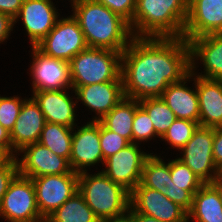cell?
<instances>
[{
    "label": "cell",
    "mask_w": 222,
    "mask_h": 222,
    "mask_svg": "<svg viewBox=\"0 0 222 222\" xmlns=\"http://www.w3.org/2000/svg\"><path fill=\"white\" fill-rule=\"evenodd\" d=\"M196 72H191L181 81L171 83L161 95L163 101L173 111L177 119H186L199 123V103L196 92ZM189 79V80H188ZM194 79V89L185 85Z\"/></svg>",
    "instance_id": "22"
},
{
    "label": "cell",
    "mask_w": 222,
    "mask_h": 222,
    "mask_svg": "<svg viewBox=\"0 0 222 222\" xmlns=\"http://www.w3.org/2000/svg\"><path fill=\"white\" fill-rule=\"evenodd\" d=\"M222 33V0H188V16L183 38Z\"/></svg>",
    "instance_id": "17"
},
{
    "label": "cell",
    "mask_w": 222,
    "mask_h": 222,
    "mask_svg": "<svg viewBox=\"0 0 222 222\" xmlns=\"http://www.w3.org/2000/svg\"><path fill=\"white\" fill-rule=\"evenodd\" d=\"M191 72H195L197 61H202L204 73L197 76L222 80V33L208 34L189 41ZM196 58V59H195Z\"/></svg>",
    "instance_id": "20"
},
{
    "label": "cell",
    "mask_w": 222,
    "mask_h": 222,
    "mask_svg": "<svg viewBox=\"0 0 222 222\" xmlns=\"http://www.w3.org/2000/svg\"><path fill=\"white\" fill-rule=\"evenodd\" d=\"M75 99L96 113L92 121H100L114 108L124 96L123 81H106L103 83L72 86Z\"/></svg>",
    "instance_id": "18"
},
{
    "label": "cell",
    "mask_w": 222,
    "mask_h": 222,
    "mask_svg": "<svg viewBox=\"0 0 222 222\" xmlns=\"http://www.w3.org/2000/svg\"><path fill=\"white\" fill-rule=\"evenodd\" d=\"M24 0H0V12L11 16L18 15Z\"/></svg>",
    "instance_id": "37"
},
{
    "label": "cell",
    "mask_w": 222,
    "mask_h": 222,
    "mask_svg": "<svg viewBox=\"0 0 222 222\" xmlns=\"http://www.w3.org/2000/svg\"><path fill=\"white\" fill-rule=\"evenodd\" d=\"M45 123L46 120L39 105L32 97L26 99L10 132L12 153L19 156V152L24 147L38 142Z\"/></svg>",
    "instance_id": "19"
},
{
    "label": "cell",
    "mask_w": 222,
    "mask_h": 222,
    "mask_svg": "<svg viewBox=\"0 0 222 222\" xmlns=\"http://www.w3.org/2000/svg\"><path fill=\"white\" fill-rule=\"evenodd\" d=\"M35 47L47 56L70 62L88 45L78 21L71 15L58 19L54 28Z\"/></svg>",
    "instance_id": "7"
},
{
    "label": "cell",
    "mask_w": 222,
    "mask_h": 222,
    "mask_svg": "<svg viewBox=\"0 0 222 222\" xmlns=\"http://www.w3.org/2000/svg\"><path fill=\"white\" fill-rule=\"evenodd\" d=\"M14 25V19L11 16L0 12V43L8 39Z\"/></svg>",
    "instance_id": "38"
},
{
    "label": "cell",
    "mask_w": 222,
    "mask_h": 222,
    "mask_svg": "<svg viewBox=\"0 0 222 222\" xmlns=\"http://www.w3.org/2000/svg\"><path fill=\"white\" fill-rule=\"evenodd\" d=\"M15 157L5 145H0V167L8 165Z\"/></svg>",
    "instance_id": "39"
},
{
    "label": "cell",
    "mask_w": 222,
    "mask_h": 222,
    "mask_svg": "<svg viewBox=\"0 0 222 222\" xmlns=\"http://www.w3.org/2000/svg\"><path fill=\"white\" fill-rule=\"evenodd\" d=\"M190 71V46L184 38L134 37L122 52L124 96L135 100L161 97Z\"/></svg>",
    "instance_id": "1"
},
{
    "label": "cell",
    "mask_w": 222,
    "mask_h": 222,
    "mask_svg": "<svg viewBox=\"0 0 222 222\" xmlns=\"http://www.w3.org/2000/svg\"><path fill=\"white\" fill-rule=\"evenodd\" d=\"M139 105L148 113L155 132L161 139L175 121V114L161 97L141 99Z\"/></svg>",
    "instance_id": "28"
},
{
    "label": "cell",
    "mask_w": 222,
    "mask_h": 222,
    "mask_svg": "<svg viewBox=\"0 0 222 222\" xmlns=\"http://www.w3.org/2000/svg\"><path fill=\"white\" fill-rule=\"evenodd\" d=\"M94 1L106 6L109 10L119 15L130 25L132 24L137 0H94Z\"/></svg>",
    "instance_id": "34"
},
{
    "label": "cell",
    "mask_w": 222,
    "mask_h": 222,
    "mask_svg": "<svg viewBox=\"0 0 222 222\" xmlns=\"http://www.w3.org/2000/svg\"><path fill=\"white\" fill-rule=\"evenodd\" d=\"M128 211L133 215L135 222H162L154 217L136 213L131 207H129Z\"/></svg>",
    "instance_id": "41"
},
{
    "label": "cell",
    "mask_w": 222,
    "mask_h": 222,
    "mask_svg": "<svg viewBox=\"0 0 222 222\" xmlns=\"http://www.w3.org/2000/svg\"><path fill=\"white\" fill-rule=\"evenodd\" d=\"M79 174L43 175L31 178L40 215L46 219L78 191Z\"/></svg>",
    "instance_id": "9"
},
{
    "label": "cell",
    "mask_w": 222,
    "mask_h": 222,
    "mask_svg": "<svg viewBox=\"0 0 222 222\" xmlns=\"http://www.w3.org/2000/svg\"><path fill=\"white\" fill-rule=\"evenodd\" d=\"M32 49V92L72 89L70 62L43 54L35 46Z\"/></svg>",
    "instance_id": "12"
},
{
    "label": "cell",
    "mask_w": 222,
    "mask_h": 222,
    "mask_svg": "<svg viewBox=\"0 0 222 222\" xmlns=\"http://www.w3.org/2000/svg\"><path fill=\"white\" fill-rule=\"evenodd\" d=\"M19 174L16 157L6 166L0 167V205L13 179Z\"/></svg>",
    "instance_id": "35"
},
{
    "label": "cell",
    "mask_w": 222,
    "mask_h": 222,
    "mask_svg": "<svg viewBox=\"0 0 222 222\" xmlns=\"http://www.w3.org/2000/svg\"><path fill=\"white\" fill-rule=\"evenodd\" d=\"M78 191L100 221L123 215L129 210L130 192L102 171L93 175L87 171L79 173Z\"/></svg>",
    "instance_id": "4"
},
{
    "label": "cell",
    "mask_w": 222,
    "mask_h": 222,
    "mask_svg": "<svg viewBox=\"0 0 222 222\" xmlns=\"http://www.w3.org/2000/svg\"><path fill=\"white\" fill-rule=\"evenodd\" d=\"M1 217L8 222H44L31 178L18 174L13 179L0 205Z\"/></svg>",
    "instance_id": "6"
},
{
    "label": "cell",
    "mask_w": 222,
    "mask_h": 222,
    "mask_svg": "<svg viewBox=\"0 0 222 222\" xmlns=\"http://www.w3.org/2000/svg\"><path fill=\"white\" fill-rule=\"evenodd\" d=\"M213 159L218 170L222 167V127L214 128Z\"/></svg>",
    "instance_id": "36"
},
{
    "label": "cell",
    "mask_w": 222,
    "mask_h": 222,
    "mask_svg": "<svg viewBox=\"0 0 222 222\" xmlns=\"http://www.w3.org/2000/svg\"><path fill=\"white\" fill-rule=\"evenodd\" d=\"M75 128L64 125L46 122L39 143L49 148L56 155L70 160L72 135Z\"/></svg>",
    "instance_id": "27"
},
{
    "label": "cell",
    "mask_w": 222,
    "mask_h": 222,
    "mask_svg": "<svg viewBox=\"0 0 222 222\" xmlns=\"http://www.w3.org/2000/svg\"><path fill=\"white\" fill-rule=\"evenodd\" d=\"M71 6L88 47L123 52L134 38L130 24L106 6L94 0H77Z\"/></svg>",
    "instance_id": "2"
},
{
    "label": "cell",
    "mask_w": 222,
    "mask_h": 222,
    "mask_svg": "<svg viewBox=\"0 0 222 222\" xmlns=\"http://www.w3.org/2000/svg\"><path fill=\"white\" fill-rule=\"evenodd\" d=\"M198 126L197 122L176 118L161 140L167 141L173 148L180 151L191 139Z\"/></svg>",
    "instance_id": "29"
},
{
    "label": "cell",
    "mask_w": 222,
    "mask_h": 222,
    "mask_svg": "<svg viewBox=\"0 0 222 222\" xmlns=\"http://www.w3.org/2000/svg\"><path fill=\"white\" fill-rule=\"evenodd\" d=\"M138 105L139 100L123 97L99 122L106 129L118 133L132 143V125Z\"/></svg>",
    "instance_id": "25"
},
{
    "label": "cell",
    "mask_w": 222,
    "mask_h": 222,
    "mask_svg": "<svg viewBox=\"0 0 222 222\" xmlns=\"http://www.w3.org/2000/svg\"><path fill=\"white\" fill-rule=\"evenodd\" d=\"M140 183L163 193L187 213L191 210L193 196L197 191H187L174 184L170 176V161L165 163L161 156L150 153L146 158Z\"/></svg>",
    "instance_id": "10"
},
{
    "label": "cell",
    "mask_w": 222,
    "mask_h": 222,
    "mask_svg": "<svg viewBox=\"0 0 222 222\" xmlns=\"http://www.w3.org/2000/svg\"><path fill=\"white\" fill-rule=\"evenodd\" d=\"M170 176L174 184L187 191H198L205 184L178 158L170 161Z\"/></svg>",
    "instance_id": "30"
},
{
    "label": "cell",
    "mask_w": 222,
    "mask_h": 222,
    "mask_svg": "<svg viewBox=\"0 0 222 222\" xmlns=\"http://www.w3.org/2000/svg\"><path fill=\"white\" fill-rule=\"evenodd\" d=\"M149 155L141 151L138 144L130 143L105 159V169L101 171L131 192L141 181L144 162Z\"/></svg>",
    "instance_id": "11"
},
{
    "label": "cell",
    "mask_w": 222,
    "mask_h": 222,
    "mask_svg": "<svg viewBox=\"0 0 222 222\" xmlns=\"http://www.w3.org/2000/svg\"><path fill=\"white\" fill-rule=\"evenodd\" d=\"M121 70L122 52L110 49L88 47L70 61L72 86L123 81Z\"/></svg>",
    "instance_id": "5"
},
{
    "label": "cell",
    "mask_w": 222,
    "mask_h": 222,
    "mask_svg": "<svg viewBox=\"0 0 222 222\" xmlns=\"http://www.w3.org/2000/svg\"><path fill=\"white\" fill-rule=\"evenodd\" d=\"M212 184L218 189L219 195H220V198H221V202H222V180L217 177V178L212 182Z\"/></svg>",
    "instance_id": "43"
},
{
    "label": "cell",
    "mask_w": 222,
    "mask_h": 222,
    "mask_svg": "<svg viewBox=\"0 0 222 222\" xmlns=\"http://www.w3.org/2000/svg\"><path fill=\"white\" fill-rule=\"evenodd\" d=\"M46 220L48 222H100L79 191L51 213Z\"/></svg>",
    "instance_id": "26"
},
{
    "label": "cell",
    "mask_w": 222,
    "mask_h": 222,
    "mask_svg": "<svg viewBox=\"0 0 222 222\" xmlns=\"http://www.w3.org/2000/svg\"><path fill=\"white\" fill-rule=\"evenodd\" d=\"M66 91L64 89L33 92L32 98L39 105L46 122L74 128L77 126L75 107L79 101L74 102V98Z\"/></svg>",
    "instance_id": "21"
},
{
    "label": "cell",
    "mask_w": 222,
    "mask_h": 222,
    "mask_svg": "<svg viewBox=\"0 0 222 222\" xmlns=\"http://www.w3.org/2000/svg\"><path fill=\"white\" fill-rule=\"evenodd\" d=\"M0 145H5L12 152L10 132L0 124Z\"/></svg>",
    "instance_id": "40"
},
{
    "label": "cell",
    "mask_w": 222,
    "mask_h": 222,
    "mask_svg": "<svg viewBox=\"0 0 222 222\" xmlns=\"http://www.w3.org/2000/svg\"><path fill=\"white\" fill-rule=\"evenodd\" d=\"M99 162L104 164L100 146V122L90 120L73 132L69 164L71 170L79 174Z\"/></svg>",
    "instance_id": "15"
},
{
    "label": "cell",
    "mask_w": 222,
    "mask_h": 222,
    "mask_svg": "<svg viewBox=\"0 0 222 222\" xmlns=\"http://www.w3.org/2000/svg\"><path fill=\"white\" fill-rule=\"evenodd\" d=\"M213 140L214 128L199 125L178 158L204 183H212L219 175L213 159Z\"/></svg>",
    "instance_id": "8"
},
{
    "label": "cell",
    "mask_w": 222,
    "mask_h": 222,
    "mask_svg": "<svg viewBox=\"0 0 222 222\" xmlns=\"http://www.w3.org/2000/svg\"><path fill=\"white\" fill-rule=\"evenodd\" d=\"M21 159L16 156L19 174L28 178L43 175H56L70 173L69 161L53 153L49 148L36 142L27 145L21 151Z\"/></svg>",
    "instance_id": "14"
},
{
    "label": "cell",
    "mask_w": 222,
    "mask_h": 222,
    "mask_svg": "<svg viewBox=\"0 0 222 222\" xmlns=\"http://www.w3.org/2000/svg\"><path fill=\"white\" fill-rule=\"evenodd\" d=\"M71 1V3L73 4L74 2H76L77 0H70Z\"/></svg>",
    "instance_id": "45"
},
{
    "label": "cell",
    "mask_w": 222,
    "mask_h": 222,
    "mask_svg": "<svg viewBox=\"0 0 222 222\" xmlns=\"http://www.w3.org/2000/svg\"><path fill=\"white\" fill-rule=\"evenodd\" d=\"M130 207L162 222H188V213L163 193L139 183L130 192Z\"/></svg>",
    "instance_id": "13"
},
{
    "label": "cell",
    "mask_w": 222,
    "mask_h": 222,
    "mask_svg": "<svg viewBox=\"0 0 222 222\" xmlns=\"http://www.w3.org/2000/svg\"><path fill=\"white\" fill-rule=\"evenodd\" d=\"M158 137L152 121L148 113L138 105L134 114V120L132 125V143L139 144V142L148 141Z\"/></svg>",
    "instance_id": "31"
},
{
    "label": "cell",
    "mask_w": 222,
    "mask_h": 222,
    "mask_svg": "<svg viewBox=\"0 0 222 222\" xmlns=\"http://www.w3.org/2000/svg\"><path fill=\"white\" fill-rule=\"evenodd\" d=\"M218 178L222 180V167L219 169V175Z\"/></svg>",
    "instance_id": "44"
},
{
    "label": "cell",
    "mask_w": 222,
    "mask_h": 222,
    "mask_svg": "<svg viewBox=\"0 0 222 222\" xmlns=\"http://www.w3.org/2000/svg\"><path fill=\"white\" fill-rule=\"evenodd\" d=\"M58 17V10L51 0H24L14 23L21 19L30 44L35 46L54 28Z\"/></svg>",
    "instance_id": "16"
},
{
    "label": "cell",
    "mask_w": 222,
    "mask_h": 222,
    "mask_svg": "<svg viewBox=\"0 0 222 222\" xmlns=\"http://www.w3.org/2000/svg\"><path fill=\"white\" fill-rule=\"evenodd\" d=\"M100 222H135V221L133 215L129 211H127V214L125 213L117 217L108 218Z\"/></svg>",
    "instance_id": "42"
},
{
    "label": "cell",
    "mask_w": 222,
    "mask_h": 222,
    "mask_svg": "<svg viewBox=\"0 0 222 222\" xmlns=\"http://www.w3.org/2000/svg\"><path fill=\"white\" fill-rule=\"evenodd\" d=\"M188 0H137L130 25L134 37L183 38Z\"/></svg>",
    "instance_id": "3"
},
{
    "label": "cell",
    "mask_w": 222,
    "mask_h": 222,
    "mask_svg": "<svg viewBox=\"0 0 222 222\" xmlns=\"http://www.w3.org/2000/svg\"><path fill=\"white\" fill-rule=\"evenodd\" d=\"M199 103V125L222 127V80L196 76Z\"/></svg>",
    "instance_id": "23"
},
{
    "label": "cell",
    "mask_w": 222,
    "mask_h": 222,
    "mask_svg": "<svg viewBox=\"0 0 222 222\" xmlns=\"http://www.w3.org/2000/svg\"><path fill=\"white\" fill-rule=\"evenodd\" d=\"M26 100L18 96L3 97L0 96V124L9 132L14 127L18 118L23 102Z\"/></svg>",
    "instance_id": "32"
},
{
    "label": "cell",
    "mask_w": 222,
    "mask_h": 222,
    "mask_svg": "<svg viewBox=\"0 0 222 222\" xmlns=\"http://www.w3.org/2000/svg\"><path fill=\"white\" fill-rule=\"evenodd\" d=\"M195 222H222V202L218 189L212 183H205L193 196L188 212Z\"/></svg>",
    "instance_id": "24"
},
{
    "label": "cell",
    "mask_w": 222,
    "mask_h": 222,
    "mask_svg": "<svg viewBox=\"0 0 222 222\" xmlns=\"http://www.w3.org/2000/svg\"><path fill=\"white\" fill-rule=\"evenodd\" d=\"M129 144L130 142L126 138L120 136L118 133L106 129L100 123V146L104 160Z\"/></svg>",
    "instance_id": "33"
}]
</instances>
